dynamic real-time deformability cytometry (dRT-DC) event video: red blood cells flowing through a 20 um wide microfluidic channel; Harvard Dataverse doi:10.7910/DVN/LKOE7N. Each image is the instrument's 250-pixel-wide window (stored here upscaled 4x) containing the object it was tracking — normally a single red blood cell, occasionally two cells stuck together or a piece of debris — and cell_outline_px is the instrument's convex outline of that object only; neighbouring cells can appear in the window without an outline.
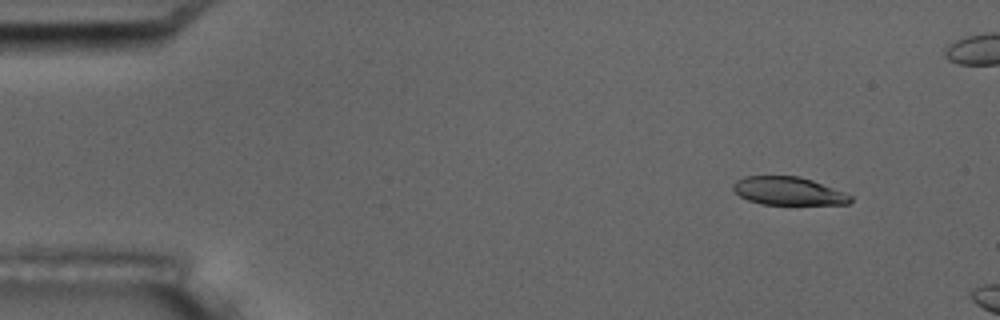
{"species": "common noctule bat (a hibernating species)", "species_latin": "Nyctalus noctula", "temperature_condition": "room temperature", "stored_images_in_passage": 4, "camera_frame_rate_fps": 3000, "um_per_image_px": 0.085, "animal": {"sex": "male", "body_mass_g": 17.5, "forearm_length_mm": 52.3}, "frame": {"image": 1, "passage_image": 2, "time_ms": 1.333, "image_size_px": [1000, 320], "cell_outline_px": [[852, 200], [848, 204], [760, 204], [748, 200], [740, 196], [732, 188], [732, 184], [736, 180], [744, 176], [800, 176], [812, 180], [844, 192], [852, 196]], "centroid_in_image_um": [66.98, 16.23], "position_along_channel_um": 18.0, "area_um2": 19.19}}